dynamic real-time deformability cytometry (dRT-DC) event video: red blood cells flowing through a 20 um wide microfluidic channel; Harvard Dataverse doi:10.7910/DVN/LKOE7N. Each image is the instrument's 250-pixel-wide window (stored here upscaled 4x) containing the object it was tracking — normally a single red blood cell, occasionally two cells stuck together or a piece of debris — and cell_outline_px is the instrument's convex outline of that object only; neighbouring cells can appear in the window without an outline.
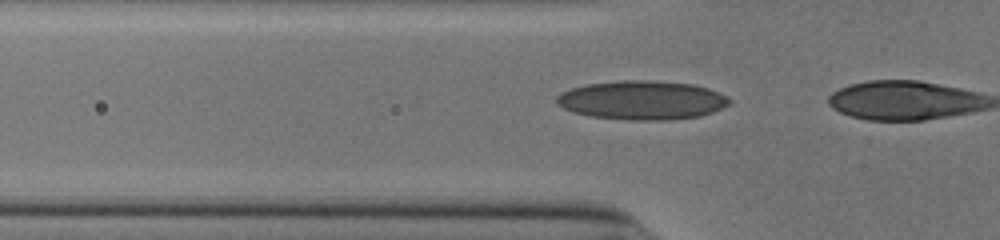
{"species": "human", "species_latin": "Homo sapiens", "temperature_condition": "cold", "stored_images_in_passage": 4, "camera_frame_rate_fps": 3000, "um_per_image_px": 0.085, "donor": {"sex": "male"}, "frame": {"image": 1, "passage_image": 3, "time_ms": 0.667, "image_size_px": [1000, 240], "cell_outline_px": [[732, 100], [728, 104], [712, 112], [700, 116], [668, 120], [628, 120], [592, 116], [572, 112], [556, 104], [556, 96], [572, 88], [588, 84], [624, 80], [644, 80], [692, 84], [708, 88]], "centroid_in_image_um": [54.55, 8.52], "position_along_channel_um": 71.3, "area_um2": 38.78}}